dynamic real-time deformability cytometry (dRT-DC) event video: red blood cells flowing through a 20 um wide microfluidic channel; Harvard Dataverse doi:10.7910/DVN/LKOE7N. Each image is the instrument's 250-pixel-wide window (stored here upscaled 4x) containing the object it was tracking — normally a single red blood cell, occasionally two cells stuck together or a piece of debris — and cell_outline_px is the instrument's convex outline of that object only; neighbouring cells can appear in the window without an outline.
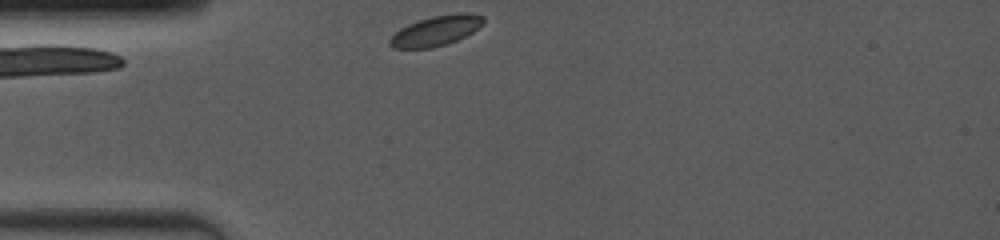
{"species": "common noctule bat (a hibernating species)", "species_latin": "Nyctalus noctula", "temperature_condition": "room temperature", "stored_images_in_passage": 10, "camera_frame_rate_fps": 4000, "um_per_image_px": 0.085, "animal": {"sex": "female", "body_mass_g": 19.0, "forearm_length_mm": 53.3}, "frame": {"image": 1, "passage_image": 1, "time_ms": 0.0, "image_size_px": [1000, 240], "cell_outline_px": [[484, 24], [472, 32], [448, 44], [432, 48], [392, 48], [388, 44], [388, 40], [400, 28], [408, 24], [432, 16], [460, 12], [464, 12], [484, 16]], "centroid_in_image_um": [37.06, 2.61], "position_along_channel_um": 47.9, "area_um2": 16.42}}
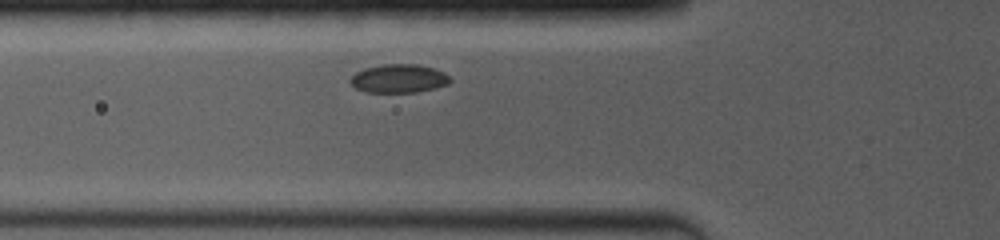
{"frame": {"image": 2, "passage_image": 6, "time_ms": 1.5, "image_size_px": [1000, 240], "cell_outline_px": [[452, 80], [448, 84], [436, 88], [416, 92], [368, 92], [356, 88], [348, 80], [356, 72], [364, 68], [384, 64], [416, 64], [432, 68], [444, 72]], "centroid_in_image_um": [33.9, 6.67], "position_along_channel_um": 91.9, "area_um2": 16.53}}
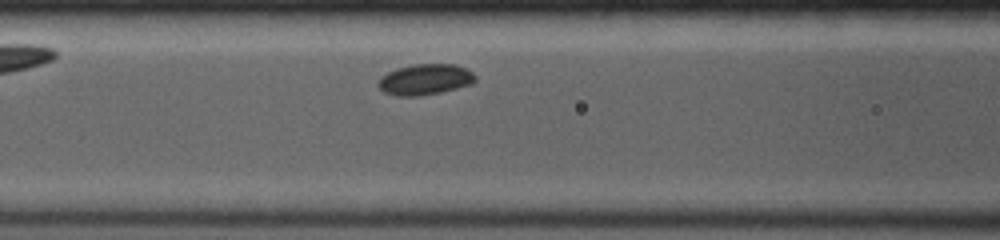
{"frame": {"image": 3, "passage_image": 9, "time_ms": 2.5, "image_size_px": [1000, 240], "cell_outline_px": [[476, 80], [472, 84], [440, 92], [420, 96], [396, 96], [384, 92], [376, 84], [380, 76], [396, 68], [412, 64], [456, 64], [472, 72], [476, 76]], "centroid_in_image_um": [36.1, 6.75], "position_along_channel_um": 130.5, "area_um2": 17.57}}